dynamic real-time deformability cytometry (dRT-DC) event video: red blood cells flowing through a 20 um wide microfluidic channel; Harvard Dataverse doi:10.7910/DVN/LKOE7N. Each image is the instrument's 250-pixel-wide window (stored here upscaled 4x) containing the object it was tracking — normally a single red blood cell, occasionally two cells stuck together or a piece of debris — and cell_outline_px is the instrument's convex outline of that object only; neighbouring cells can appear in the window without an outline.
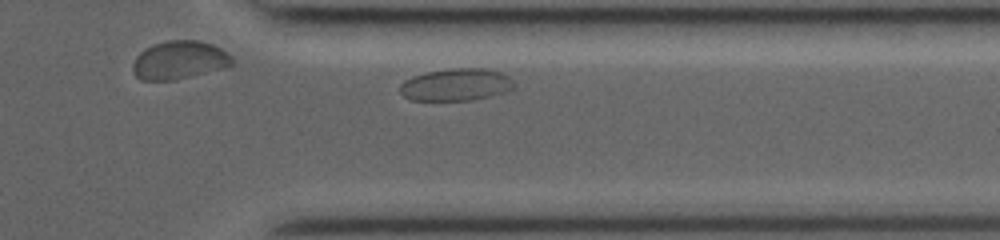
{"species": "common noctule bat (a hibernating species)", "species_latin": "Nyctalus noctula", "temperature_condition": "room temperature", "stored_images_in_passage": 32, "camera_frame_rate_fps": 3000, "um_per_image_px": 0.085, "animal": {"sex": "female", "body_mass_g": 19.0, "forearm_length_mm": 53.3}, "frame": {"image": 1, "passage_image": 28, "time_ms": 9.0, "image_size_px": [1000, 240], "cell_outline_px": [[516, 84], [512, 88], [504, 92], [472, 100], [412, 100], [404, 96], [400, 92], [400, 84], [404, 80], [412, 76], [424, 72], [448, 68], [484, 68], [500, 72], [508, 76]], "centroid_in_image_um": [38.74, 7.18], "position_along_channel_um": 372.7, "area_um2": 21.5}}